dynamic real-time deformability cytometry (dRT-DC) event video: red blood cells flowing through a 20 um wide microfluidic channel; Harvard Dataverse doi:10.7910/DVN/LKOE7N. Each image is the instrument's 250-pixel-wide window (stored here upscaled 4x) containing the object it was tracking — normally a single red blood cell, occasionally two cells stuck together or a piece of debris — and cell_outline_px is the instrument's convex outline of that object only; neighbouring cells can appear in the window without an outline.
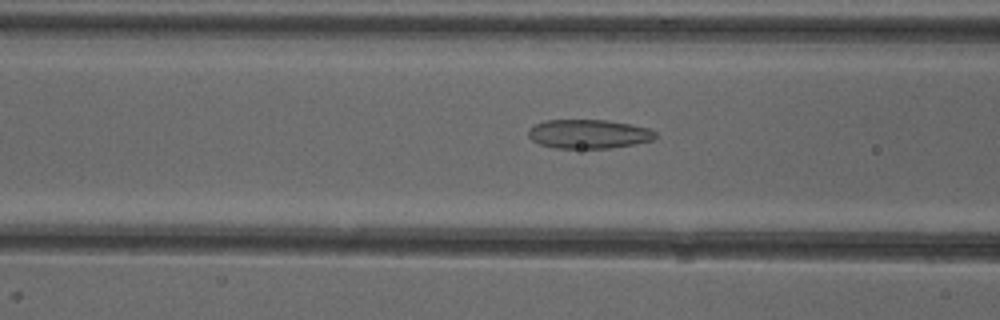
{"species": "common noctule bat (a hibernating species)", "species_latin": "Nyctalus noctula", "temperature_condition": "cold", "stored_images_in_passage": 42, "camera_frame_rate_fps": 3000, "um_per_image_px": 0.085, "animal": {"sex": "female"}, "frame": {"image": 1, "passage_image": 10, "time_ms": 3.0, "image_size_px": [1000, 320], "cell_outline_px": [[656, 136], [652, 140], [632, 144], [608, 148], [556, 148], [540, 144], [532, 140], [528, 136], [528, 128], [544, 120], [608, 120], [648, 128], [656, 132]], "centroid_in_image_um": [49.99, 11.38], "position_along_channel_um": 116.6, "area_um2": 21.33}}
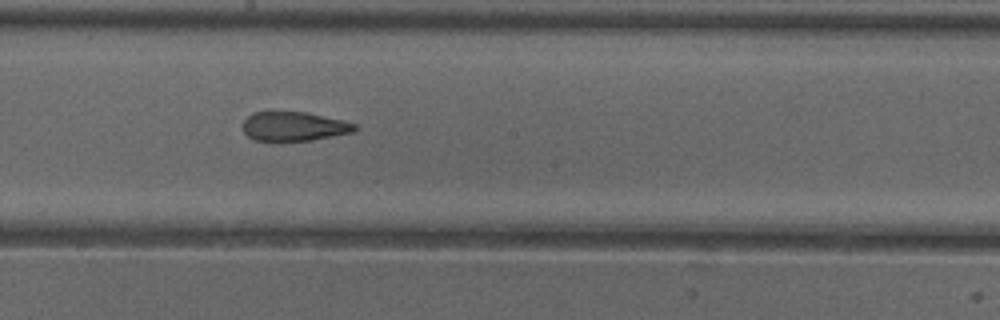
{"frame": {"image": 2, "passage_image": 18, "time_ms": 5.667, "image_size_px": [1000, 320], "cell_outline_px": [[360, 128], [352, 132], [312, 140], [252, 140], [244, 132], [244, 120], [252, 112], [304, 112], [344, 120], [356, 124]], "centroid_in_image_um": [25.01, 10.73], "position_along_channel_um": 223.2, "area_um2": 18.84}}
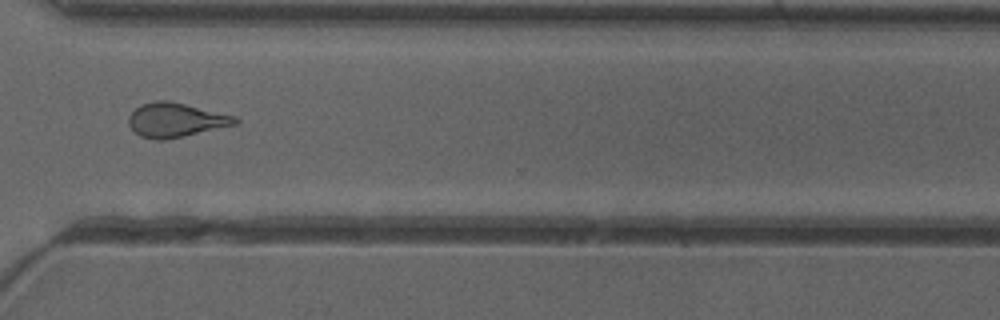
{"frame": {"image": 3, "passage_image": 28, "time_ms": 9.0, "image_size_px": [1000, 320], "cell_outline_px": [[240, 120], [236, 124], [184, 136], [164, 140], [156, 140], [140, 136], [128, 124], [128, 116], [140, 104], [152, 100], [168, 100], [236, 116]], "centroid_in_image_um": [14.91, 10.19], "position_along_channel_um": 355.7, "area_um2": 21.21}, "authors_computed_cell_mechanics": {"area_um2": 20.9236, "velocity_mm_per_s": 3.9959, "shape_relaxation_time_tau1_ms": null, "shape_relaxation_time_tau2_ms": 2.1432, "deformation_change_tau1": null, "deformation_change_tau2": 0.1128}}